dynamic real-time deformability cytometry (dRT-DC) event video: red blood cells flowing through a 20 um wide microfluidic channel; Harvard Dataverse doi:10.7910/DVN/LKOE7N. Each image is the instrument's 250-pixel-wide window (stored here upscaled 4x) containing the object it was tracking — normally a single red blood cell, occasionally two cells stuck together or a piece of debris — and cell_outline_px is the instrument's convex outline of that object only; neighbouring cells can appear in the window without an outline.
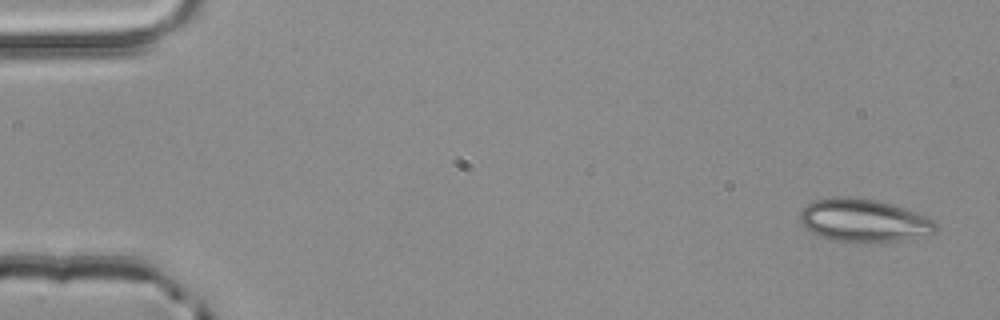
{"species": "common noctule bat (a hibernating species)", "species_latin": "Nyctalus noctula", "temperature_condition": "room temperature", "stored_images_in_passage": 5, "camera_frame_rate_fps": 3000, "um_per_image_px": 0.085, "animal": {"sex": "male", "body_mass_g": 20.4}, "frame": {"image": 1, "passage_image": 1, "time_ms": 0.0, "image_size_px": [1000, 320], "cell_outline_px": [[936, 232], [896, 240], [868, 244], [856, 244], [832, 240], [816, 236], [804, 228], [800, 220], [800, 212], [808, 204], [816, 200], [836, 196], [852, 196], [876, 200], [892, 204], [916, 212], [936, 220]], "centroid_in_image_um": [73.37, 18.75], "position_along_channel_um": 11.6, "area_um2": 34.45}}